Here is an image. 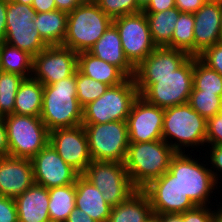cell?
<instances>
[{
  "label": "cell",
  "mask_w": 222,
  "mask_h": 222,
  "mask_svg": "<svg viewBox=\"0 0 222 222\" xmlns=\"http://www.w3.org/2000/svg\"><path fill=\"white\" fill-rule=\"evenodd\" d=\"M75 187V207L96 222H108L112 207L105 202L101 192L82 174L78 176Z\"/></svg>",
  "instance_id": "cell-22"
},
{
  "label": "cell",
  "mask_w": 222,
  "mask_h": 222,
  "mask_svg": "<svg viewBox=\"0 0 222 222\" xmlns=\"http://www.w3.org/2000/svg\"><path fill=\"white\" fill-rule=\"evenodd\" d=\"M144 222H159V214L152 213Z\"/></svg>",
  "instance_id": "cell-52"
},
{
  "label": "cell",
  "mask_w": 222,
  "mask_h": 222,
  "mask_svg": "<svg viewBox=\"0 0 222 222\" xmlns=\"http://www.w3.org/2000/svg\"><path fill=\"white\" fill-rule=\"evenodd\" d=\"M4 42L28 52L33 57L49 46L41 38L39 31L31 26L6 28Z\"/></svg>",
  "instance_id": "cell-30"
},
{
  "label": "cell",
  "mask_w": 222,
  "mask_h": 222,
  "mask_svg": "<svg viewBox=\"0 0 222 222\" xmlns=\"http://www.w3.org/2000/svg\"><path fill=\"white\" fill-rule=\"evenodd\" d=\"M179 14L176 7L158 13H145L152 41L157 47H166L171 42Z\"/></svg>",
  "instance_id": "cell-27"
},
{
  "label": "cell",
  "mask_w": 222,
  "mask_h": 222,
  "mask_svg": "<svg viewBox=\"0 0 222 222\" xmlns=\"http://www.w3.org/2000/svg\"><path fill=\"white\" fill-rule=\"evenodd\" d=\"M99 8L112 19L142 12L136 0H94Z\"/></svg>",
  "instance_id": "cell-37"
},
{
  "label": "cell",
  "mask_w": 222,
  "mask_h": 222,
  "mask_svg": "<svg viewBox=\"0 0 222 222\" xmlns=\"http://www.w3.org/2000/svg\"><path fill=\"white\" fill-rule=\"evenodd\" d=\"M206 136L207 120L188 103L164 109L162 139L177 153H189L190 148V152L195 149L201 153L206 147Z\"/></svg>",
  "instance_id": "cell-2"
},
{
  "label": "cell",
  "mask_w": 222,
  "mask_h": 222,
  "mask_svg": "<svg viewBox=\"0 0 222 222\" xmlns=\"http://www.w3.org/2000/svg\"><path fill=\"white\" fill-rule=\"evenodd\" d=\"M152 213L148 195L138 189L126 201L111 208L108 222H144Z\"/></svg>",
  "instance_id": "cell-24"
},
{
  "label": "cell",
  "mask_w": 222,
  "mask_h": 222,
  "mask_svg": "<svg viewBox=\"0 0 222 222\" xmlns=\"http://www.w3.org/2000/svg\"><path fill=\"white\" fill-rule=\"evenodd\" d=\"M176 7L175 0H150L142 9L144 13H158Z\"/></svg>",
  "instance_id": "cell-43"
},
{
  "label": "cell",
  "mask_w": 222,
  "mask_h": 222,
  "mask_svg": "<svg viewBox=\"0 0 222 222\" xmlns=\"http://www.w3.org/2000/svg\"><path fill=\"white\" fill-rule=\"evenodd\" d=\"M40 118L48 131L82 125L83 107L76 90V71L56 83L44 85Z\"/></svg>",
  "instance_id": "cell-3"
},
{
  "label": "cell",
  "mask_w": 222,
  "mask_h": 222,
  "mask_svg": "<svg viewBox=\"0 0 222 222\" xmlns=\"http://www.w3.org/2000/svg\"><path fill=\"white\" fill-rule=\"evenodd\" d=\"M82 125L92 161L125 162L129 147L127 121Z\"/></svg>",
  "instance_id": "cell-9"
},
{
  "label": "cell",
  "mask_w": 222,
  "mask_h": 222,
  "mask_svg": "<svg viewBox=\"0 0 222 222\" xmlns=\"http://www.w3.org/2000/svg\"><path fill=\"white\" fill-rule=\"evenodd\" d=\"M139 95L160 108L186 104L193 89V56L166 76H134Z\"/></svg>",
  "instance_id": "cell-1"
},
{
  "label": "cell",
  "mask_w": 222,
  "mask_h": 222,
  "mask_svg": "<svg viewBox=\"0 0 222 222\" xmlns=\"http://www.w3.org/2000/svg\"><path fill=\"white\" fill-rule=\"evenodd\" d=\"M82 175L101 192L111 207L126 201L138 190L132 184L124 163L92 161Z\"/></svg>",
  "instance_id": "cell-10"
},
{
  "label": "cell",
  "mask_w": 222,
  "mask_h": 222,
  "mask_svg": "<svg viewBox=\"0 0 222 222\" xmlns=\"http://www.w3.org/2000/svg\"><path fill=\"white\" fill-rule=\"evenodd\" d=\"M34 181L47 189L74 184L80 175L48 143L32 159Z\"/></svg>",
  "instance_id": "cell-15"
},
{
  "label": "cell",
  "mask_w": 222,
  "mask_h": 222,
  "mask_svg": "<svg viewBox=\"0 0 222 222\" xmlns=\"http://www.w3.org/2000/svg\"><path fill=\"white\" fill-rule=\"evenodd\" d=\"M56 9L66 13L72 12L77 6L85 3L88 0H54Z\"/></svg>",
  "instance_id": "cell-46"
},
{
  "label": "cell",
  "mask_w": 222,
  "mask_h": 222,
  "mask_svg": "<svg viewBox=\"0 0 222 222\" xmlns=\"http://www.w3.org/2000/svg\"><path fill=\"white\" fill-rule=\"evenodd\" d=\"M109 87V85L89 78L76 70L77 99L82 107L99 98Z\"/></svg>",
  "instance_id": "cell-35"
},
{
  "label": "cell",
  "mask_w": 222,
  "mask_h": 222,
  "mask_svg": "<svg viewBox=\"0 0 222 222\" xmlns=\"http://www.w3.org/2000/svg\"><path fill=\"white\" fill-rule=\"evenodd\" d=\"M175 23L172 40L166 47L179 49L194 56V14L180 12Z\"/></svg>",
  "instance_id": "cell-31"
},
{
  "label": "cell",
  "mask_w": 222,
  "mask_h": 222,
  "mask_svg": "<svg viewBox=\"0 0 222 222\" xmlns=\"http://www.w3.org/2000/svg\"><path fill=\"white\" fill-rule=\"evenodd\" d=\"M197 57L209 68L222 75V41L206 48Z\"/></svg>",
  "instance_id": "cell-39"
},
{
  "label": "cell",
  "mask_w": 222,
  "mask_h": 222,
  "mask_svg": "<svg viewBox=\"0 0 222 222\" xmlns=\"http://www.w3.org/2000/svg\"><path fill=\"white\" fill-rule=\"evenodd\" d=\"M217 203H218V200L216 199V204L214 202V205H211V207L210 206H196L195 208L191 210H187L183 212V222H214L216 211H217L215 207L219 205Z\"/></svg>",
  "instance_id": "cell-38"
},
{
  "label": "cell",
  "mask_w": 222,
  "mask_h": 222,
  "mask_svg": "<svg viewBox=\"0 0 222 222\" xmlns=\"http://www.w3.org/2000/svg\"><path fill=\"white\" fill-rule=\"evenodd\" d=\"M36 11L31 5L7 0L6 28L33 26Z\"/></svg>",
  "instance_id": "cell-36"
},
{
  "label": "cell",
  "mask_w": 222,
  "mask_h": 222,
  "mask_svg": "<svg viewBox=\"0 0 222 222\" xmlns=\"http://www.w3.org/2000/svg\"><path fill=\"white\" fill-rule=\"evenodd\" d=\"M142 190L148 195L155 214L183 213L196 207L169 171L152 180Z\"/></svg>",
  "instance_id": "cell-13"
},
{
  "label": "cell",
  "mask_w": 222,
  "mask_h": 222,
  "mask_svg": "<svg viewBox=\"0 0 222 222\" xmlns=\"http://www.w3.org/2000/svg\"><path fill=\"white\" fill-rule=\"evenodd\" d=\"M176 153L164 140L129 142L124 165L132 184L142 190L152 180L161 177L168 171Z\"/></svg>",
  "instance_id": "cell-5"
},
{
  "label": "cell",
  "mask_w": 222,
  "mask_h": 222,
  "mask_svg": "<svg viewBox=\"0 0 222 222\" xmlns=\"http://www.w3.org/2000/svg\"><path fill=\"white\" fill-rule=\"evenodd\" d=\"M188 104L202 117L208 120L220 113L222 96L216 93L192 90Z\"/></svg>",
  "instance_id": "cell-34"
},
{
  "label": "cell",
  "mask_w": 222,
  "mask_h": 222,
  "mask_svg": "<svg viewBox=\"0 0 222 222\" xmlns=\"http://www.w3.org/2000/svg\"><path fill=\"white\" fill-rule=\"evenodd\" d=\"M93 56L118 67L128 78H133L135 67L122 49L120 34L112 23L99 40L88 50Z\"/></svg>",
  "instance_id": "cell-19"
},
{
  "label": "cell",
  "mask_w": 222,
  "mask_h": 222,
  "mask_svg": "<svg viewBox=\"0 0 222 222\" xmlns=\"http://www.w3.org/2000/svg\"><path fill=\"white\" fill-rule=\"evenodd\" d=\"M138 5L143 9L148 3L150 0H136Z\"/></svg>",
  "instance_id": "cell-53"
},
{
  "label": "cell",
  "mask_w": 222,
  "mask_h": 222,
  "mask_svg": "<svg viewBox=\"0 0 222 222\" xmlns=\"http://www.w3.org/2000/svg\"><path fill=\"white\" fill-rule=\"evenodd\" d=\"M138 97L134 78H127L121 84L109 87L103 95L83 107L82 124L127 121Z\"/></svg>",
  "instance_id": "cell-7"
},
{
  "label": "cell",
  "mask_w": 222,
  "mask_h": 222,
  "mask_svg": "<svg viewBox=\"0 0 222 222\" xmlns=\"http://www.w3.org/2000/svg\"><path fill=\"white\" fill-rule=\"evenodd\" d=\"M220 6H221V38H222V0H220Z\"/></svg>",
  "instance_id": "cell-56"
},
{
  "label": "cell",
  "mask_w": 222,
  "mask_h": 222,
  "mask_svg": "<svg viewBox=\"0 0 222 222\" xmlns=\"http://www.w3.org/2000/svg\"><path fill=\"white\" fill-rule=\"evenodd\" d=\"M34 183L31 159L0 157V195L16 199Z\"/></svg>",
  "instance_id": "cell-17"
},
{
  "label": "cell",
  "mask_w": 222,
  "mask_h": 222,
  "mask_svg": "<svg viewBox=\"0 0 222 222\" xmlns=\"http://www.w3.org/2000/svg\"><path fill=\"white\" fill-rule=\"evenodd\" d=\"M9 155L7 131L3 116H0V157Z\"/></svg>",
  "instance_id": "cell-45"
},
{
  "label": "cell",
  "mask_w": 222,
  "mask_h": 222,
  "mask_svg": "<svg viewBox=\"0 0 222 222\" xmlns=\"http://www.w3.org/2000/svg\"><path fill=\"white\" fill-rule=\"evenodd\" d=\"M214 222H222V206L218 205Z\"/></svg>",
  "instance_id": "cell-51"
},
{
  "label": "cell",
  "mask_w": 222,
  "mask_h": 222,
  "mask_svg": "<svg viewBox=\"0 0 222 222\" xmlns=\"http://www.w3.org/2000/svg\"><path fill=\"white\" fill-rule=\"evenodd\" d=\"M68 13L60 10L36 13L32 28L49 45H62L67 33Z\"/></svg>",
  "instance_id": "cell-25"
},
{
  "label": "cell",
  "mask_w": 222,
  "mask_h": 222,
  "mask_svg": "<svg viewBox=\"0 0 222 222\" xmlns=\"http://www.w3.org/2000/svg\"><path fill=\"white\" fill-rule=\"evenodd\" d=\"M33 56L24 50L0 42V71L15 73L30 78Z\"/></svg>",
  "instance_id": "cell-29"
},
{
  "label": "cell",
  "mask_w": 222,
  "mask_h": 222,
  "mask_svg": "<svg viewBox=\"0 0 222 222\" xmlns=\"http://www.w3.org/2000/svg\"><path fill=\"white\" fill-rule=\"evenodd\" d=\"M163 117V108L148 103L139 95L127 118L129 142L163 140Z\"/></svg>",
  "instance_id": "cell-16"
},
{
  "label": "cell",
  "mask_w": 222,
  "mask_h": 222,
  "mask_svg": "<svg viewBox=\"0 0 222 222\" xmlns=\"http://www.w3.org/2000/svg\"><path fill=\"white\" fill-rule=\"evenodd\" d=\"M112 23L113 19L94 0H88L68 13L62 45L76 53L88 51Z\"/></svg>",
  "instance_id": "cell-6"
},
{
  "label": "cell",
  "mask_w": 222,
  "mask_h": 222,
  "mask_svg": "<svg viewBox=\"0 0 222 222\" xmlns=\"http://www.w3.org/2000/svg\"><path fill=\"white\" fill-rule=\"evenodd\" d=\"M159 222H183V213L159 214Z\"/></svg>",
  "instance_id": "cell-50"
},
{
  "label": "cell",
  "mask_w": 222,
  "mask_h": 222,
  "mask_svg": "<svg viewBox=\"0 0 222 222\" xmlns=\"http://www.w3.org/2000/svg\"><path fill=\"white\" fill-rule=\"evenodd\" d=\"M197 156L194 152L176 153L171 159L168 171L176 177L182 192L196 206H211L213 202L210 201L217 197L218 181L214 178L206 157L203 156L201 162Z\"/></svg>",
  "instance_id": "cell-4"
},
{
  "label": "cell",
  "mask_w": 222,
  "mask_h": 222,
  "mask_svg": "<svg viewBox=\"0 0 222 222\" xmlns=\"http://www.w3.org/2000/svg\"><path fill=\"white\" fill-rule=\"evenodd\" d=\"M190 55L179 49L157 47L136 68L134 76H166L179 68Z\"/></svg>",
  "instance_id": "cell-21"
},
{
  "label": "cell",
  "mask_w": 222,
  "mask_h": 222,
  "mask_svg": "<svg viewBox=\"0 0 222 222\" xmlns=\"http://www.w3.org/2000/svg\"><path fill=\"white\" fill-rule=\"evenodd\" d=\"M128 61L136 68L157 46L153 43L145 13L139 12L113 19Z\"/></svg>",
  "instance_id": "cell-11"
},
{
  "label": "cell",
  "mask_w": 222,
  "mask_h": 222,
  "mask_svg": "<svg viewBox=\"0 0 222 222\" xmlns=\"http://www.w3.org/2000/svg\"><path fill=\"white\" fill-rule=\"evenodd\" d=\"M194 56L222 41L220 0L207 2L194 13Z\"/></svg>",
  "instance_id": "cell-18"
},
{
  "label": "cell",
  "mask_w": 222,
  "mask_h": 222,
  "mask_svg": "<svg viewBox=\"0 0 222 222\" xmlns=\"http://www.w3.org/2000/svg\"><path fill=\"white\" fill-rule=\"evenodd\" d=\"M31 6L35 9L36 13L57 10L54 0H33Z\"/></svg>",
  "instance_id": "cell-47"
},
{
  "label": "cell",
  "mask_w": 222,
  "mask_h": 222,
  "mask_svg": "<svg viewBox=\"0 0 222 222\" xmlns=\"http://www.w3.org/2000/svg\"><path fill=\"white\" fill-rule=\"evenodd\" d=\"M78 53L63 45L47 46L33 57L32 78L43 85L72 76L77 70Z\"/></svg>",
  "instance_id": "cell-12"
},
{
  "label": "cell",
  "mask_w": 222,
  "mask_h": 222,
  "mask_svg": "<svg viewBox=\"0 0 222 222\" xmlns=\"http://www.w3.org/2000/svg\"><path fill=\"white\" fill-rule=\"evenodd\" d=\"M3 118L10 156L32 159L49 143V131L40 117L12 113Z\"/></svg>",
  "instance_id": "cell-8"
},
{
  "label": "cell",
  "mask_w": 222,
  "mask_h": 222,
  "mask_svg": "<svg viewBox=\"0 0 222 222\" xmlns=\"http://www.w3.org/2000/svg\"><path fill=\"white\" fill-rule=\"evenodd\" d=\"M207 145L222 146V115L216 114L207 120Z\"/></svg>",
  "instance_id": "cell-41"
},
{
  "label": "cell",
  "mask_w": 222,
  "mask_h": 222,
  "mask_svg": "<svg viewBox=\"0 0 222 222\" xmlns=\"http://www.w3.org/2000/svg\"><path fill=\"white\" fill-rule=\"evenodd\" d=\"M14 2H18V3H21V4H27V5H31L33 0H12Z\"/></svg>",
  "instance_id": "cell-54"
},
{
  "label": "cell",
  "mask_w": 222,
  "mask_h": 222,
  "mask_svg": "<svg viewBox=\"0 0 222 222\" xmlns=\"http://www.w3.org/2000/svg\"><path fill=\"white\" fill-rule=\"evenodd\" d=\"M207 0H175L176 8L180 12L192 13L194 14L198 11Z\"/></svg>",
  "instance_id": "cell-44"
},
{
  "label": "cell",
  "mask_w": 222,
  "mask_h": 222,
  "mask_svg": "<svg viewBox=\"0 0 222 222\" xmlns=\"http://www.w3.org/2000/svg\"><path fill=\"white\" fill-rule=\"evenodd\" d=\"M221 178H222V177H221ZM220 181L222 182V179H220ZM220 181H218V184L220 185V186L218 185V192H217V193H218V196H219V191H220V192L222 191V189H220V187L222 188V186H221L222 183H221ZM219 189H220V190H219ZM221 195H222V193L220 194V197H221V199H222V196H221ZM219 204L222 206V203L219 202Z\"/></svg>",
  "instance_id": "cell-55"
},
{
  "label": "cell",
  "mask_w": 222,
  "mask_h": 222,
  "mask_svg": "<svg viewBox=\"0 0 222 222\" xmlns=\"http://www.w3.org/2000/svg\"><path fill=\"white\" fill-rule=\"evenodd\" d=\"M23 80L19 74L0 71V116L13 113L15 97Z\"/></svg>",
  "instance_id": "cell-33"
},
{
  "label": "cell",
  "mask_w": 222,
  "mask_h": 222,
  "mask_svg": "<svg viewBox=\"0 0 222 222\" xmlns=\"http://www.w3.org/2000/svg\"><path fill=\"white\" fill-rule=\"evenodd\" d=\"M205 149L206 152L201 154H205L206 160L210 164V170L214 178L218 181L222 177V146L207 145Z\"/></svg>",
  "instance_id": "cell-40"
},
{
  "label": "cell",
  "mask_w": 222,
  "mask_h": 222,
  "mask_svg": "<svg viewBox=\"0 0 222 222\" xmlns=\"http://www.w3.org/2000/svg\"><path fill=\"white\" fill-rule=\"evenodd\" d=\"M222 96V75L193 56V89Z\"/></svg>",
  "instance_id": "cell-32"
},
{
  "label": "cell",
  "mask_w": 222,
  "mask_h": 222,
  "mask_svg": "<svg viewBox=\"0 0 222 222\" xmlns=\"http://www.w3.org/2000/svg\"><path fill=\"white\" fill-rule=\"evenodd\" d=\"M7 0H0V42H4L6 35Z\"/></svg>",
  "instance_id": "cell-49"
},
{
  "label": "cell",
  "mask_w": 222,
  "mask_h": 222,
  "mask_svg": "<svg viewBox=\"0 0 222 222\" xmlns=\"http://www.w3.org/2000/svg\"><path fill=\"white\" fill-rule=\"evenodd\" d=\"M18 222H47L49 218V193L42 185L34 183L16 199Z\"/></svg>",
  "instance_id": "cell-20"
},
{
  "label": "cell",
  "mask_w": 222,
  "mask_h": 222,
  "mask_svg": "<svg viewBox=\"0 0 222 222\" xmlns=\"http://www.w3.org/2000/svg\"><path fill=\"white\" fill-rule=\"evenodd\" d=\"M49 143L60 157L79 174H83L92 162L83 125L50 131Z\"/></svg>",
  "instance_id": "cell-14"
},
{
  "label": "cell",
  "mask_w": 222,
  "mask_h": 222,
  "mask_svg": "<svg viewBox=\"0 0 222 222\" xmlns=\"http://www.w3.org/2000/svg\"><path fill=\"white\" fill-rule=\"evenodd\" d=\"M49 218L55 222H65L75 208L76 187L69 184L48 189Z\"/></svg>",
  "instance_id": "cell-28"
},
{
  "label": "cell",
  "mask_w": 222,
  "mask_h": 222,
  "mask_svg": "<svg viewBox=\"0 0 222 222\" xmlns=\"http://www.w3.org/2000/svg\"><path fill=\"white\" fill-rule=\"evenodd\" d=\"M0 222H18L14 199L0 195Z\"/></svg>",
  "instance_id": "cell-42"
},
{
  "label": "cell",
  "mask_w": 222,
  "mask_h": 222,
  "mask_svg": "<svg viewBox=\"0 0 222 222\" xmlns=\"http://www.w3.org/2000/svg\"><path fill=\"white\" fill-rule=\"evenodd\" d=\"M77 70L110 87L119 85L128 78L118 67L93 56L88 51L78 53Z\"/></svg>",
  "instance_id": "cell-23"
},
{
  "label": "cell",
  "mask_w": 222,
  "mask_h": 222,
  "mask_svg": "<svg viewBox=\"0 0 222 222\" xmlns=\"http://www.w3.org/2000/svg\"><path fill=\"white\" fill-rule=\"evenodd\" d=\"M65 222H96L90 216H88L84 211L79 210L77 207L70 213Z\"/></svg>",
  "instance_id": "cell-48"
},
{
  "label": "cell",
  "mask_w": 222,
  "mask_h": 222,
  "mask_svg": "<svg viewBox=\"0 0 222 222\" xmlns=\"http://www.w3.org/2000/svg\"><path fill=\"white\" fill-rule=\"evenodd\" d=\"M44 85L30 77L20 83L16 97L14 114L40 117Z\"/></svg>",
  "instance_id": "cell-26"
}]
</instances>
